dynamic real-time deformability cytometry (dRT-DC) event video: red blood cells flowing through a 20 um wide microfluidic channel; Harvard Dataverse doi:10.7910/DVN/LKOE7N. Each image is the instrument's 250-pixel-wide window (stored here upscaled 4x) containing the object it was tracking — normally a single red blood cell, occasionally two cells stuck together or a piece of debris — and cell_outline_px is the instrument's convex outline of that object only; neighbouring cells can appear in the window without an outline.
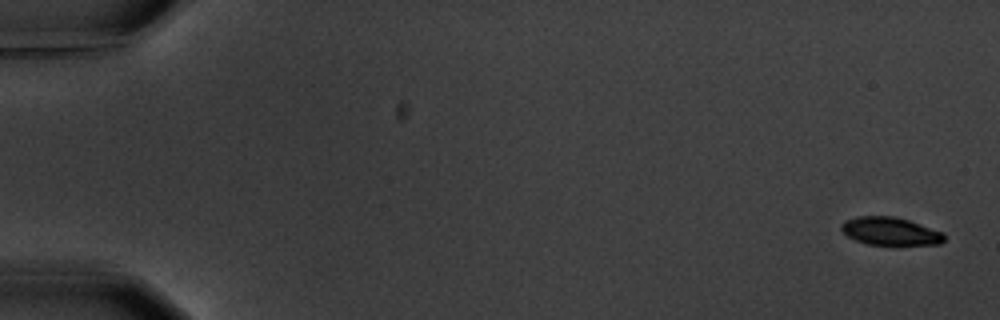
{"species": "common noctule bat (a hibernating species)", "species_latin": "Nyctalus noctula", "temperature_condition": "warm", "stored_images_in_passage": 7, "camera_frame_rate_fps": 3000, "um_per_image_px": 0.085, "animal": {"sex": "male", "body_mass_g": 20.1, "forearm_length_mm": 53.5}, "frame": {"image": 1, "passage_image": 1, "time_ms": 0.0, "image_size_px": [1000, 320], "cell_outline_px": [[944, 240], [940, 244], [868, 244], [856, 240], [848, 236], [840, 228], [840, 224], [844, 220], [856, 216], [896, 216], [944, 232]], "centroid_in_image_um": [75.65, 19.63], "position_along_channel_um": 9.3, "area_um2": 16.65}}
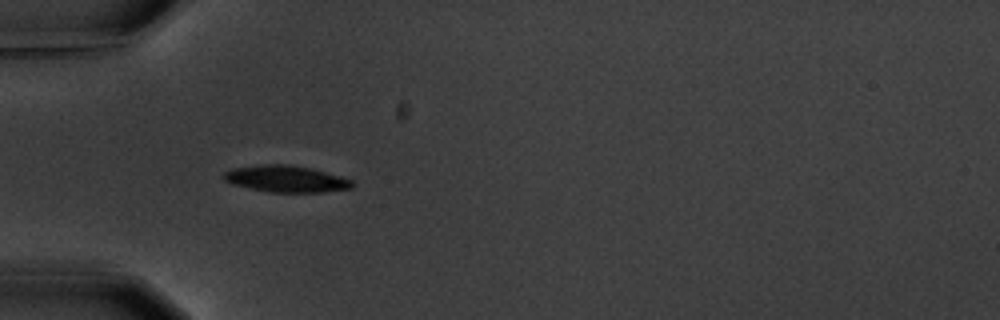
{"frame": {"image": 2, "passage_image": 5, "time_ms": 5.667, "image_size_px": [1000, 320], "cell_outline_px": [[356, 184], [352, 188], [320, 192], [268, 192], [232, 184], [224, 180], [220, 176], [224, 172], [232, 168], [260, 164], [292, 164], [340, 176], [352, 180]], "centroid_in_image_um": [24.27, 15.2], "position_along_channel_um": 60.7, "area_um2": 20.0}}
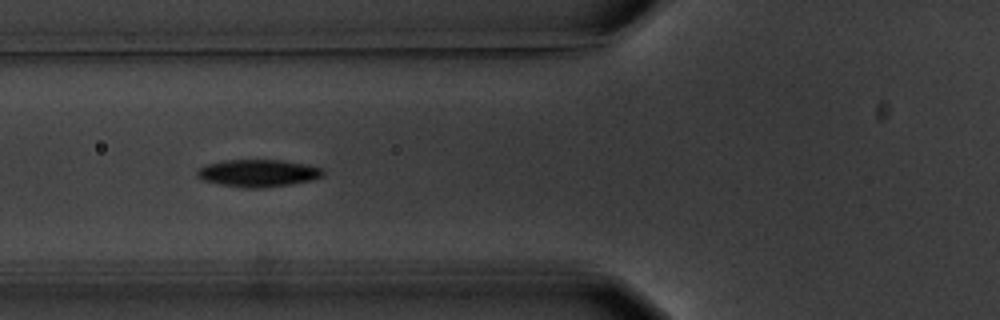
{"frame": {"image": 3, "passage_image": 6, "time_ms": 7.0, "image_size_px": [1000, 320], "cell_outline_px": [[324, 176], [312, 180], [292, 184], [264, 188], [244, 188], [220, 184], [204, 180], [196, 176], [196, 172], [204, 164], [224, 160], [280, 160], [308, 164], [324, 168]], "centroid_in_image_um": [21.97, 14.71], "position_along_channel_um": 103.8, "area_um2": 20.29}}